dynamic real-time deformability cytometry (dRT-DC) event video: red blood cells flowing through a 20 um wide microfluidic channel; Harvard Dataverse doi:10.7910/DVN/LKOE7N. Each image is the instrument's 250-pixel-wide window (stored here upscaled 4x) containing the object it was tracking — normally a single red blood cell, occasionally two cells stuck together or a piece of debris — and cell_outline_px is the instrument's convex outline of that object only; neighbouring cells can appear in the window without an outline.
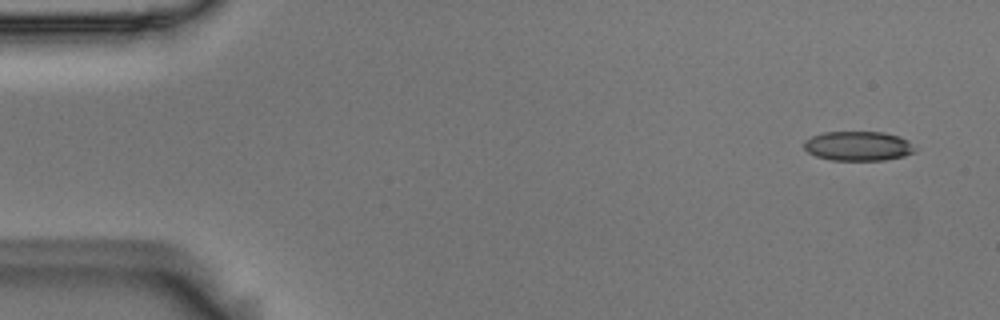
{"species": "Egyptian fruit bat (a non-hibernating species)", "species_latin": "Rousettus aegyptiacus", "temperature_condition": "room temperature", "stored_images_in_passage": 7, "camera_frame_rate_fps": 3000, "um_per_image_px": 0.085, "animal": {"sex": "male"}, "frame": {"image": 1, "passage_image": 1, "time_ms": 0.0, "image_size_px": [1000, 320], "cell_outline_px": [[916, 152], [904, 156], [884, 160], [832, 160], [816, 156], [808, 152], [804, 148], [804, 140], [812, 136], [824, 132], [884, 132], [900, 136], [908, 140], [916, 148]], "centroid_in_image_um": [72.97, 12.41], "position_along_channel_um": 12.0, "area_um2": 19.19}}
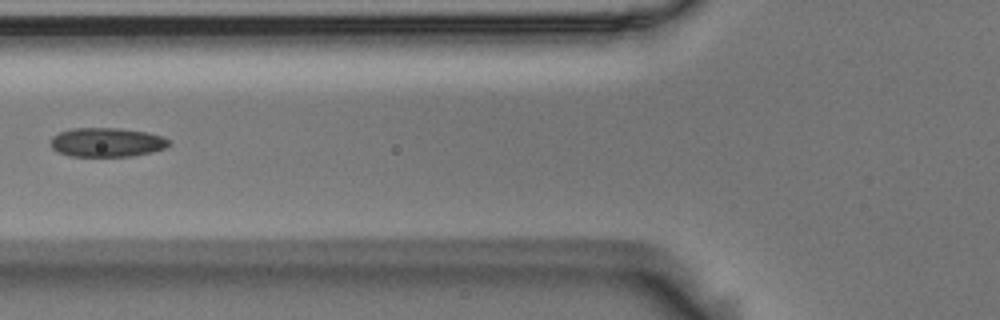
{"frame": {"image": 2, "passage_image": 6, "time_ms": 1.667, "image_size_px": [1000, 320], "cell_outline_px": [[172, 144], [164, 148], [152, 152], [132, 156], [68, 156], [56, 152], [52, 148], [52, 136], [60, 132], [72, 128], [120, 128], [148, 132], [172, 140]], "centroid_in_image_um": [9.1, 12.09], "position_along_channel_um": 116.7, "area_um2": 20.23}}
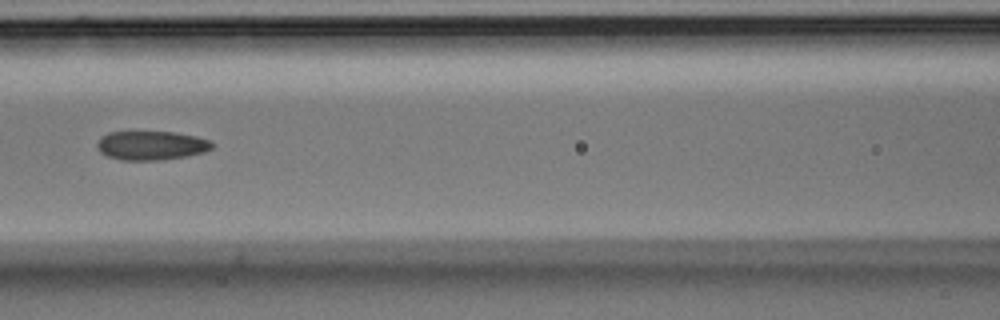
{"frame": {"image": 3, "passage_image": 7, "time_ms": 2.0, "image_size_px": [1000, 320], "cell_outline_px": [[216, 144], [212, 148], [204, 152], [188, 156], [160, 160], [124, 160], [108, 156], [100, 152], [96, 148], [96, 144], [100, 136], [108, 132], [176, 132], [196, 136], [208, 140]], "centroid_in_image_um": [12.86, 12.36], "position_along_channel_um": 153.7, "area_um2": 19.59}}